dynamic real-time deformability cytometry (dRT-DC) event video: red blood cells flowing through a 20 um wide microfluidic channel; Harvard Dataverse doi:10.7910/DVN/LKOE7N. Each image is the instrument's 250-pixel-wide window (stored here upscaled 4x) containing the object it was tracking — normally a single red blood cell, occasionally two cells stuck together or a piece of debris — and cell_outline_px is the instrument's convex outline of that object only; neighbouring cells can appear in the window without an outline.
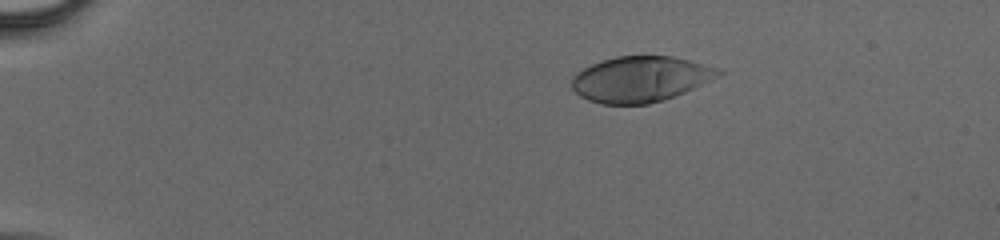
{"species": "human", "species_latin": "Homo sapiens", "temperature_condition": "cold", "stored_images_in_passage": 39, "camera_frame_rate_fps": 3000, "um_per_image_px": 0.085, "donor": {"sex": "male"}, "frame": {"image": 1, "passage_image": 1, "time_ms": 0.0, "image_size_px": [1000, 240], "cell_outline_px": [[724, 72], [684, 92], [664, 100], [648, 104], [600, 104], [588, 100], [580, 96], [572, 88], [572, 76], [576, 72], [592, 64], [616, 56], [672, 56], [724, 68]], "centroid_in_image_um": [54.43, 6.72], "position_along_channel_um": 30.6, "area_um2": 38.9}}
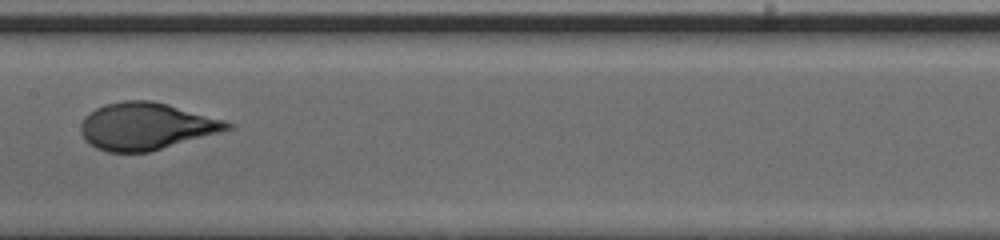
{"frame": {"image": 2, "passage_image": 18, "time_ms": 5.667, "image_size_px": [1000, 240], "cell_outline_px": [[236, 128], [148, 152], [108, 152], [96, 148], [84, 140], [80, 132], [80, 124], [84, 116], [96, 108], [104, 104], [124, 100], [152, 100], [168, 104], [224, 120], [236, 124]], "centroid_in_image_um": [12.42, 10.72], "position_along_channel_um": 195.0, "area_um2": 40.4}}
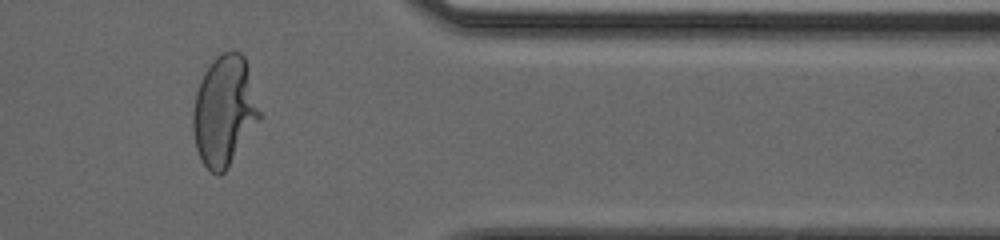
{"frame": {"image": 3, "passage_image": 32, "time_ms": 10.333, "image_size_px": [1000, 240], "cell_outline_px": [[264, 116], [224, 172], [220, 176], [216, 176], [200, 160], [196, 148], [192, 128], [192, 112], [196, 92], [200, 80], [212, 60], [216, 56], [232, 48], [240, 52], [244, 56]], "centroid_in_image_um": [19.09, 9.42], "position_along_channel_um": 392.3, "area_um2": 43.52}}